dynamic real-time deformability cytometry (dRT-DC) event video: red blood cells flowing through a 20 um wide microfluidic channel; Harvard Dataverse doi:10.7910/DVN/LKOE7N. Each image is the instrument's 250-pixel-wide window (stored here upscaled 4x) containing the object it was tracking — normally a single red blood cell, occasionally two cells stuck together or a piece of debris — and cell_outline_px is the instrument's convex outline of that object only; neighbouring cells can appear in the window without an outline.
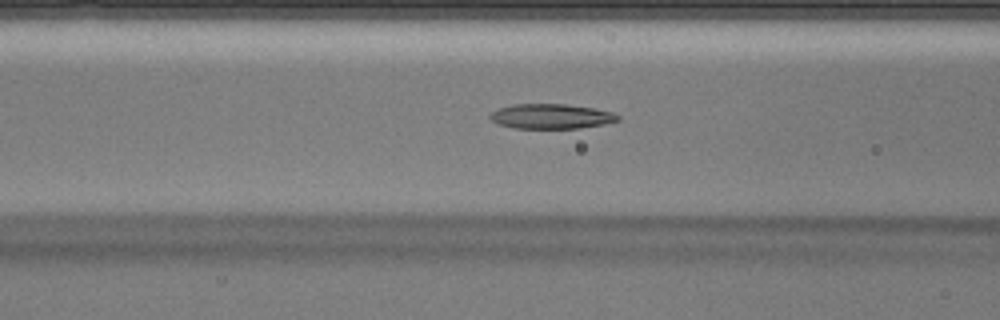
{"species": "Egyptian fruit bat (a non-hibernating species)", "species_latin": "Rousettus aegyptiacus", "temperature_condition": "warm", "stored_images_in_passage": 45, "camera_frame_rate_fps": 3000, "um_per_image_px": 0.085, "animal": {"sex": "male"}, "frame": {"image": 1, "passage_image": 18, "time_ms": 5.667, "image_size_px": [1000, 320], "cell_outline_px": [[620, 120], [604, 124], [580, 128], [512, 128], [496, 124], [488, 116], [492, 112], [500, 108], [512, 104], [568, 104], [596, 108], [612, 112], [620, 116]], "centroid_in_image_um": [46.86, 9.89], "position_along_channel_um": 119.7, "area_um2": 18.67}}
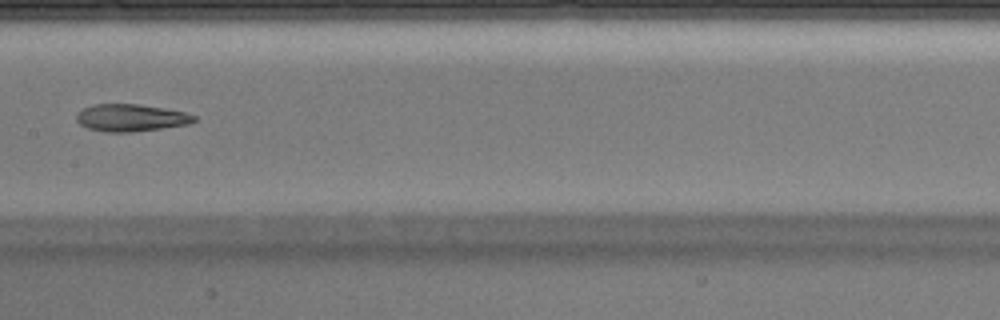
{"frame": {"image": 2, "passage_image": 23, "time_ms": 7.333, "image_size_px": [1000, 320], "cell_outline_px": [[196, 120], [188, 124], [132, 132], [104, 132], [88, 128], [80, 124], [76, 120], [76, 116], [84, 108], [92, 104], [140, 104], [184, 112], [196, 116]], "centroid_in_image_um": [11.1, 10.01], "position_along_channel_um": 196.3, "area_um2": 18.5}}
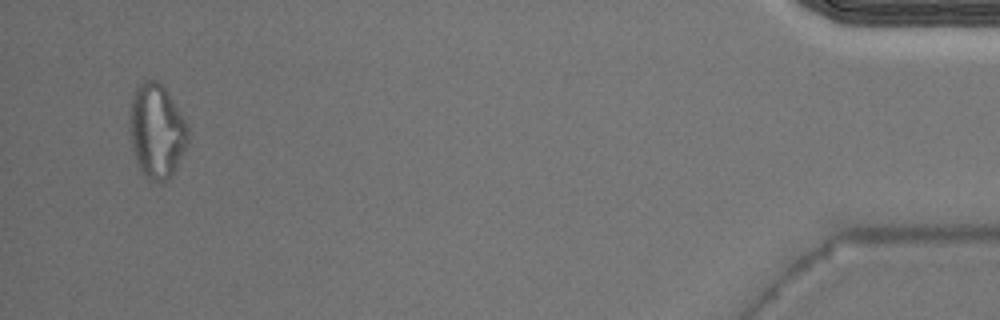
{"frame": {"image": 3, "passage_image": 43, "time_ms": 14.0, "image_size_px": [1000, 320], "cell_outline_px": [[188, 140], [168, 180], [160, 184], [156, 184], [148, 180], [140, 172], [132, 148], [128, 120], [128, 116], [132, 96], [140, 80], [156, 80], [168, 92], [184, 120], [188, 128]], "centroid_in_image_um": [13.26, 11.15], "position_along_channel_um": 421.9, "area_um2": 32.08}}